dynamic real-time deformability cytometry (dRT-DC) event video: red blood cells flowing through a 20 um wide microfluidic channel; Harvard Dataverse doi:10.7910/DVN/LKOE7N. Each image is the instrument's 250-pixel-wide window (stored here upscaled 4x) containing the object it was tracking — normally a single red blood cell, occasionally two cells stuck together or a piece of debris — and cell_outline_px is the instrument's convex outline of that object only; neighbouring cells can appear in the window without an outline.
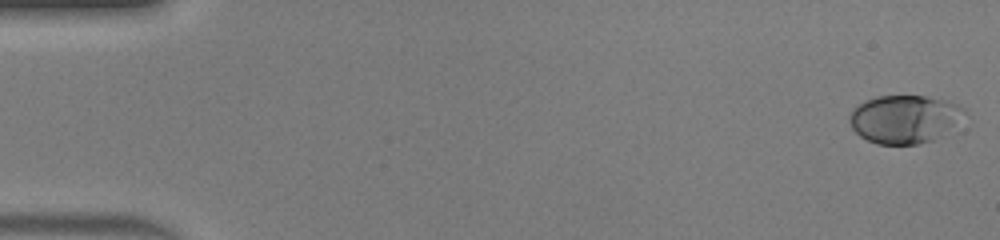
{"species": "human", "species_latin": "Homo sapiens", "temperature_condition": "warm", "stored_images_in_passage": 44, "camera_frame_rate_fps": 3000, "um_per_image_px": 0.085, "donor": {"sex": "male"}, "frame": {"image": 1, "passage_image": 1, "time_ms": 0.0, "image_size_px": [1000, 240], "cell_outline_px": [[968, 112], [932, 140], [916, 144], [876, 144], [860, 136], [852, 128], [848, 120], [848, 116], [852, 108], [876, 96], [924, 96], [944, 100], [968, 108]], "centroid_in_image_um": [76.82, 10.11], "position_along_channel_um": 8.2, "area_um2": 31.79}}
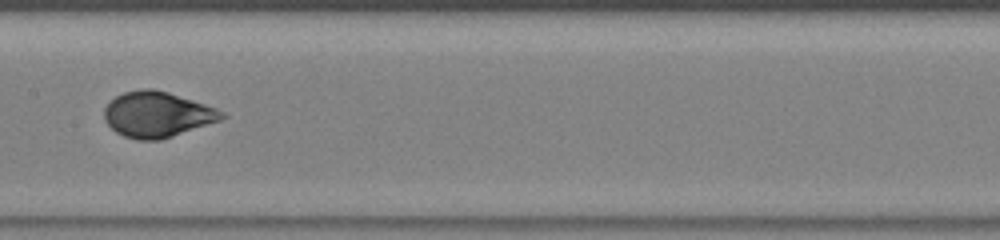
{"frame": {"image": 2, "passage_image": 25, "time_ms": 8.0, "image_size_px": [1000, 240], "cell_outline_px": [[228, 116], [220, 120], [160, 140], [136, 140], [124, 136], [116, 132], [104, 120], [104, 108], [116, 96], [124, 92], [140, 88], [152, 88], [168, 92], [216, 108], [224, 112]], "centroid_in_image_um": [13.34, 9.72], "position_along_channel_um": 194.1, "area_um2": 31.04}}
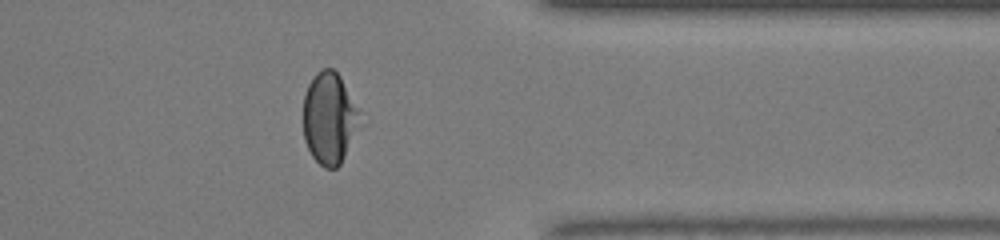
{"frame": {"image": 3, "passage_image": 39, "time_ms": 12.667, "image_size_px": [1000, 240], "cell_outline_px": [[360, 124], [340, 164], [336, 168], [324, 168], [312, 156], [304, 140], [304, 96], [308, 84], [316, 72], [324, 68], [332, 68], [340, 76], [360, 112]], "centroid_in_image_um": [27.98, 10.04], "position_along_channel_um": 383.4, "area_um2": 29.94}}